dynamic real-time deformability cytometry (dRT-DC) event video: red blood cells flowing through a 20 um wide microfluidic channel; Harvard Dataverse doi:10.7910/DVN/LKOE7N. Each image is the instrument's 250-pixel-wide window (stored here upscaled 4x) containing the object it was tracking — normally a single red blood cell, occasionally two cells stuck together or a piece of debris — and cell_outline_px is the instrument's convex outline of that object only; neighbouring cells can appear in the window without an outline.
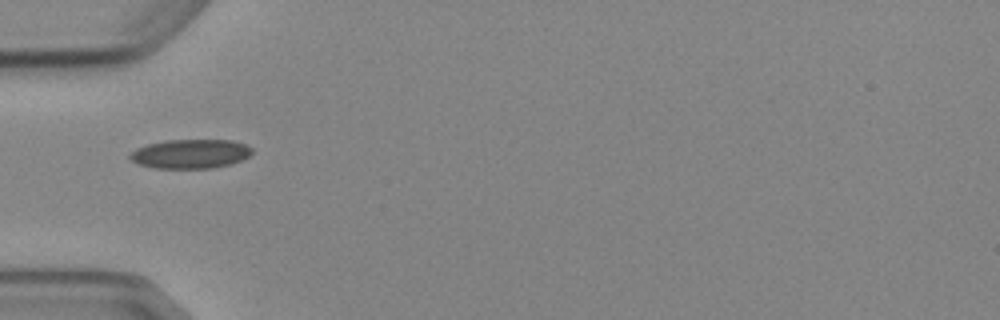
{"species": "Egyptian fruit bat (a non-hibernating species)", "species_latin": "Rousettus aegyptiacus", "temperature_condition": "cold", "stored_images_in_passage": 1, "camera_frame_rate_fps": 3000, "um_per_image_px": 0.085, "animal": {"sex": "female"}, "frame": {"image": 1, "passage_image": 1, "time_ms": 0.0, "image_size_px": [1000, 320], "cell_outline_px": [[252, 152], [248, 156], [240, 160], [228, 164], [212, 168], [152, 168], [140, 164], [132, 160], [128, 156], [136, 148], [148, 144], [168, 140], [232, 140], [244, 144], [252, 148]], "centroid_in_image_um": [16.17, 13.07], "position_along_channel_um": 68.8, "area_um2": 20.52}}